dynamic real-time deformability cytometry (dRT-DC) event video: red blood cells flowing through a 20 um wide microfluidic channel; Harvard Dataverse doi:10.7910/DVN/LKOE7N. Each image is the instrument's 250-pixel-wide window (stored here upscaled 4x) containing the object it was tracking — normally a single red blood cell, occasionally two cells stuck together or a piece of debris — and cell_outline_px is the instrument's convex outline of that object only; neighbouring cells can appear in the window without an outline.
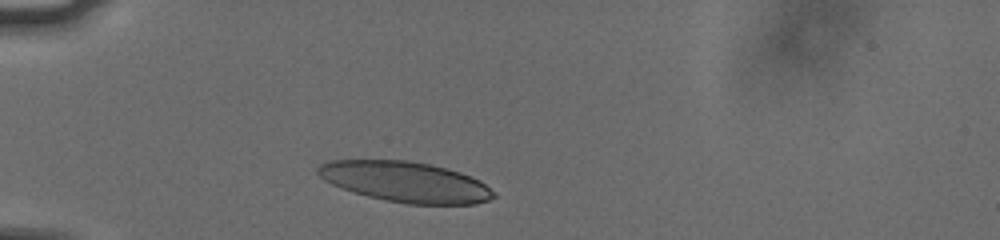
{"species": "human", "species_latin": "Homo sapiens", "temperature_condition": "cold", "stored_images_in_passage": 33, "camera_frame_rate_fps": 3000, "um_per_image_px": 0.085, "donor": {"sex": "male"}, "frame": {"image": 1, "passage_image": 2, "time_ms": 0.333, "image_size_px": [1000, 240], "cell_outline_px": [[496, 196], [488, 200], [476, 204], [408, 204], [384, 200], [368, 196], [332, 184], [324, 180], [316, 172], [316, 168], [320, 164], [328, 160], [408, 160], [432, 164], [460, 172], [480, 180], [496, 192]], "centroid_in_image_um": [34.48, 15.45], "position_along_channel_um": 50.5, "area_um2": 41.56}}
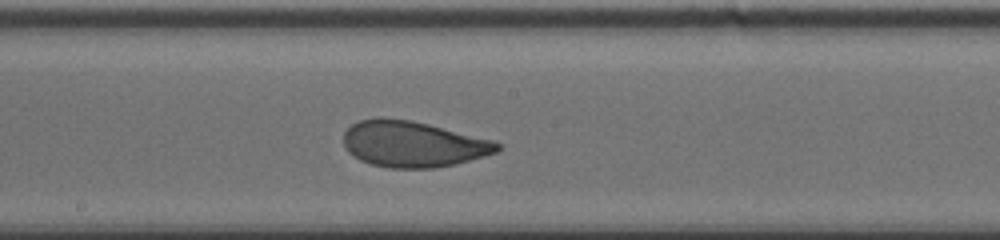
{"frame": {"image": 2, "passage_image": 17, "time_ms": 5.333, "image_size_px": [1000, 240], "cell_outline_px": [[500, 148], [496, 152], [484, 156], [456, 164], [432, 168], [388, 168], [372, 164], [360, 160], [352, 156], [348, 152], [344, 144], [344, 132], [352, 124], [360, 120], [380, 116], [412, 120], [496, 140], [500, 144]], "centroid_in_image_um": [35.1, 12.23], "position_along_channel_um": 213.1, "area_um2": 41.56}}
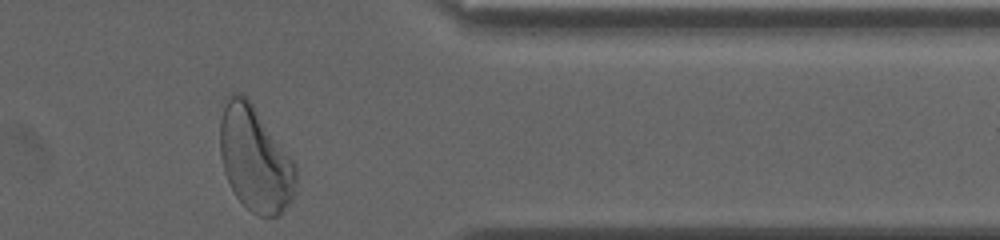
{"frame": {"image": 3, "passage_image": 32, "time_ms": 10.333, "image_size_px": [1000, 240], "cell_outline_px": [[296, 184], [292, 200], [280, 216], [260, 216], [252, 212], [236, 196], [224, 172], [220, 156], [220, 120], [224, 96], [232, 92], [240, 92], [252, 104], [296, 164]], "centroid_in_image_um": [21.66, 13.5], "position_along_channel_um": 389.7, "area_um2": 46.47}, "authors_computed_cell_mechanics": {"area_um2": 41.5582, "velocity_mm_per_s": 3.745, "shape_relaxation_time_tau1_ms": 3.6154, "shape_relaxation_time_tau2_ms": 0.8911, "deformation_change_tau1": 0.1537, "deformation_change_tau2": 0.0622}}